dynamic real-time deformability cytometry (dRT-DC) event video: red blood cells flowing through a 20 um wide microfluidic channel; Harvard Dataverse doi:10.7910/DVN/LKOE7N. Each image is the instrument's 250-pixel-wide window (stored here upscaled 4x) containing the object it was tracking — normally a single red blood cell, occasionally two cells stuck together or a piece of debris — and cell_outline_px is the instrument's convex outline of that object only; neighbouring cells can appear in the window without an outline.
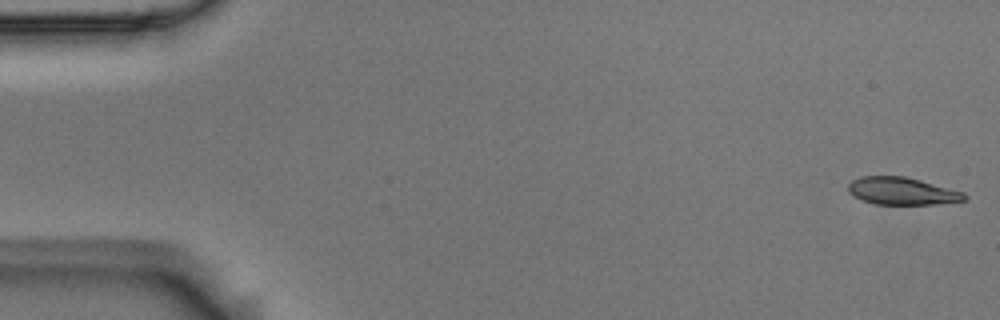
{"species": "Egyptian fruit bat (a non-hibernating species)", "species_latin": "Rousettus aegyptiacus", "temperature_condition": "room temperature", "stored_images_in_passage": 55, "camera_frame_rate_fps": 3000, "um_per_image_px": 0.085, "animal": {"sex": "male"}, "frame": {"image": 1, "passage_image": 1, "time_ms": 0.0, "image_size_px": [1000, 320], "cell_outline_px": [[968, 200], [936, 204], [876, 204], [860, 200], [848, 192], [848, 184], [852, 180], [860, 176], [904, 176], [920, 180], [964, 192], [968, 196]], "centroid_in_image_um": [76.67, 16.24], "position_along_channel_um": 8.3, "area_um2": 18.67}}
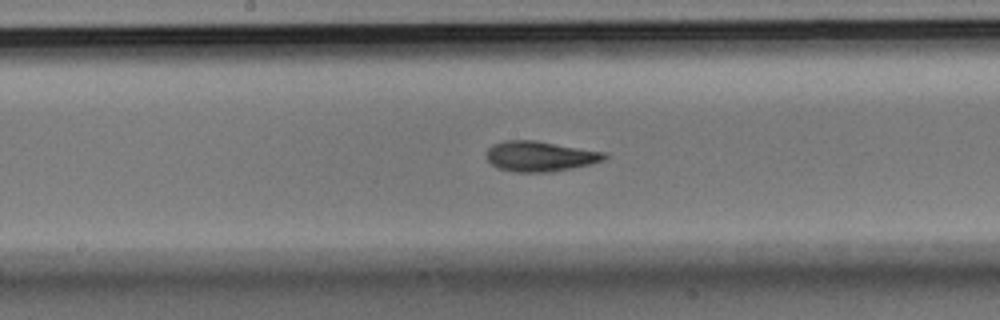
{"frame": {"image": 2, "passage_image": 28, "time_ms": 9.0, "image_size_px": [1000, 320], "cell_outline_px": [[608, 156], [604, 160], [588, 164], [552, 172], [516, 172], [500, 168], [492, 164], [488, 160], [488, 148], [492, 144], [504, 140], [536, 140], [608, 152]], "centroid_in_image_um": [45.94, 13.26], "position_along_channel_um": 202.3, "area_um2": 20.81}}
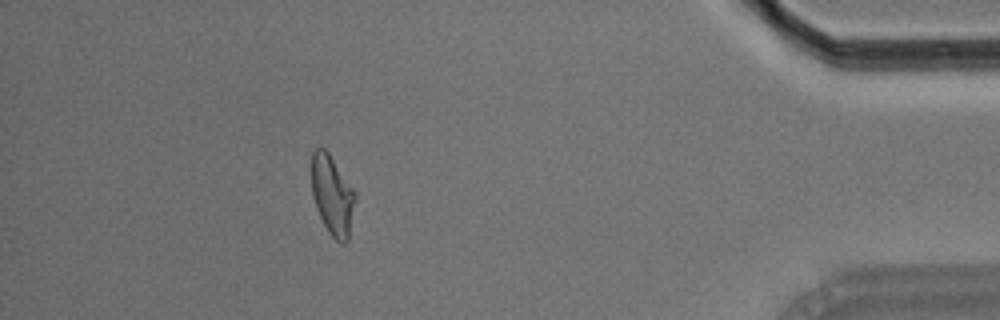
{"frame": {"image": 3, "passage_image": 49, "time_ms": 16.0, "image_size_px": [1000, 320], "cell_outline_px": [[356, 200], [348, 240], [344, 244], [340, 244], [328, 232], [316, 208], [312, 196], [312, 152], [316, 148], [324, 148], [328, 152], [356, 192]], "centroid_in_image_um": [28.26, 16.62], "position_along_channel_um": 406.9, "area_um2": 20.29}, "authors_computed_cell_mechanics": {"area_um2": 20.1722, "velocity_mm_per_s": 3.6451, "shape_relaxation_time_tau1_ms": 4.7069, "shape_relaxation_time_tau2_ms": 1.997, "deformation_change_tau1": 0.1737, "deformation_change_tau2": 0.1001}}